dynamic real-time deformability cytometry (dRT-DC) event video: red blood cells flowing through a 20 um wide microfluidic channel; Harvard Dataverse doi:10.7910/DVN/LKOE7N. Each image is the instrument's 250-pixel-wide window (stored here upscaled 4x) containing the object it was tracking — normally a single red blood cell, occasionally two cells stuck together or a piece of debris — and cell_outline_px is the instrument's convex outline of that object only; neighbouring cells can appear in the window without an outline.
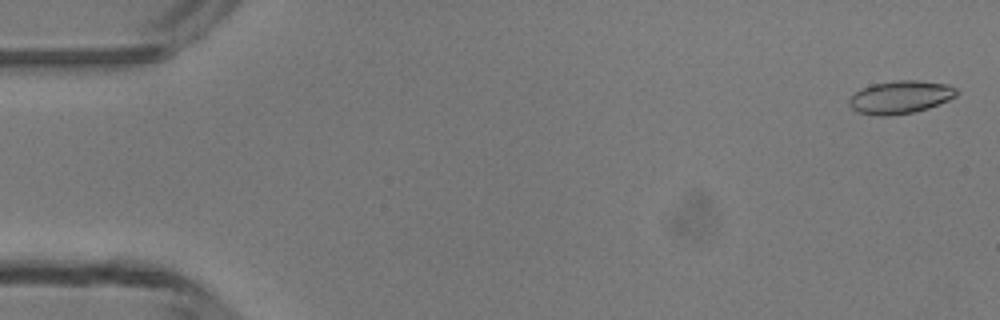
{"species": "common noctule bat (a hibernating species)", "species_latin": "Nyctalus noctula", "temperature_condition": "room temperature", "stored_images_in_passage": 49, "camera_frame_rate_fps": 3000, "um_per_image_px": 0.085, "animal": {"sex": "male", "body_mass_g": 13.3}, "frame": {"image": 1, "passage_image": 2, "time_ms": 0.333, "image_size_px": [1000, 320], "cell_outline_px": [[960, 92], [956, 96], [948, 100], [928, 108], [912, 112], [888, 116], [880, 116], [860, 112], [852, 108], [848, 104], [848, 100], [860, 88], [872, 84], [896, 80], [916, 80], [948, 84], [956, 88]], "centroid_in_image_um": [76.54, 8.24], "position_along_channel_um": 8.5, "area_um2": 20.58}}
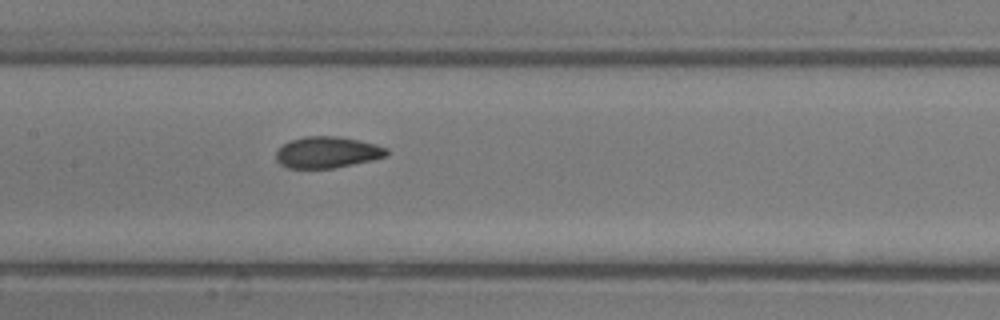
{"frame": {"image": 2, "passage_image": 24, "time_ms": 7.667, "image_size_px": [1000, 320], "cell_outline_px": [[388, 156], [372, 160], [332, 168], [288, 168], [280, 164], [276, 160], [276, 152], [284, 144], [292, 140], [304, 136], [336, 136], [376, 144], [388, 148]], "centroid_in_image_um": [27.83, 12.95], "position_along_channel_um": 179.6, "area_um2": 20.06}}
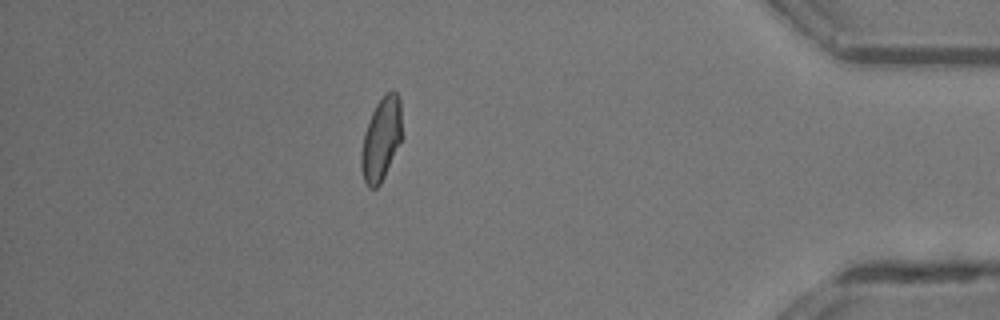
{"frame": {"image": 3, "passage_image": 43, "time_ms": 14.0, "image_size_px": [1000, 320], "cell_outline_px": [[400, 140], [384, 176], [380, 184], [376, 188], [368, 188], [364, 180], [360, 168], [360, 152], [364, 132], [372, 112], [376, 104], [392, 88], [396, 92], [400, 100]], "centroid_in_image_um": [32.35, 11.84], "position_along_channel_um": 402.9, "area_um2": 19.31}, "authors_computed_cell_mechanics": {"area_um2": 20.1722, "velocity_mm_per_s": 4.2595, "shape_relaxation_time_tau1_ms": 5.2722, "shape_relaxation_time_tau2_ms": 0.9485, "deformation_change_tau1": 0.1509, "deformation_change_tau2": 0.054}}